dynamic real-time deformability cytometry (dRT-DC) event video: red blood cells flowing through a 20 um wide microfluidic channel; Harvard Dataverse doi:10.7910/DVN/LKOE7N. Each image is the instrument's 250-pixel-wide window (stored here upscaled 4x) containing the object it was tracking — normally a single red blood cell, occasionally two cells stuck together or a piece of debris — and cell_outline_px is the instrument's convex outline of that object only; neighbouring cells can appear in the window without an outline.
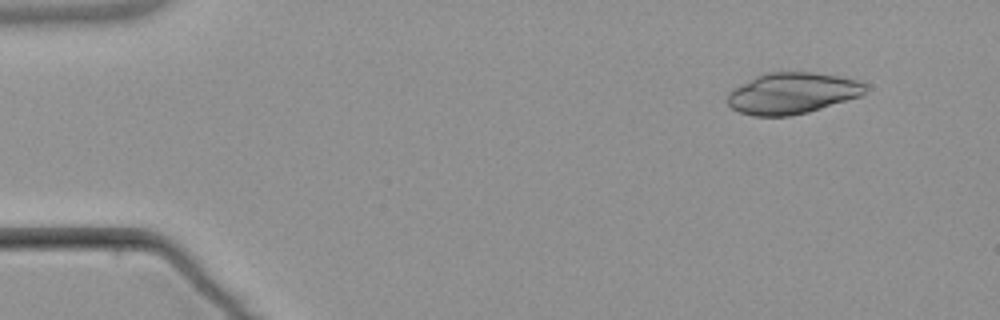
{"species": "common noctule bat (a hibernating species)", "species_latin": "Nyctalus noctula", "temperature_condition": "warm", "stored_images_in_passage": 5, "camera_frame_rate_fps": 3000, "um_per_image_px": 0.085, "animal": {"sex": "male", "body_mass_g": 21.5, "forearm_length_mm": 52.0}, "frame": {"image": 1, "passage_image": 2, "time_ms": 1.333, "image_size_px": [1000, 320], "cell_outline_px": [[868, 84], [864, 92], [860, 96], [808, 112], [788, 116], [752, 116], [740, 112], [732, 108], [728, 104], [728, 92], [756, 76], [764, 72], [812, 72], [836, 76], [856, 80]], "centroid_in_image_um": [67.32, 7.92], "position_along_channel_um": 17.7, "area_um2": 32.83}}